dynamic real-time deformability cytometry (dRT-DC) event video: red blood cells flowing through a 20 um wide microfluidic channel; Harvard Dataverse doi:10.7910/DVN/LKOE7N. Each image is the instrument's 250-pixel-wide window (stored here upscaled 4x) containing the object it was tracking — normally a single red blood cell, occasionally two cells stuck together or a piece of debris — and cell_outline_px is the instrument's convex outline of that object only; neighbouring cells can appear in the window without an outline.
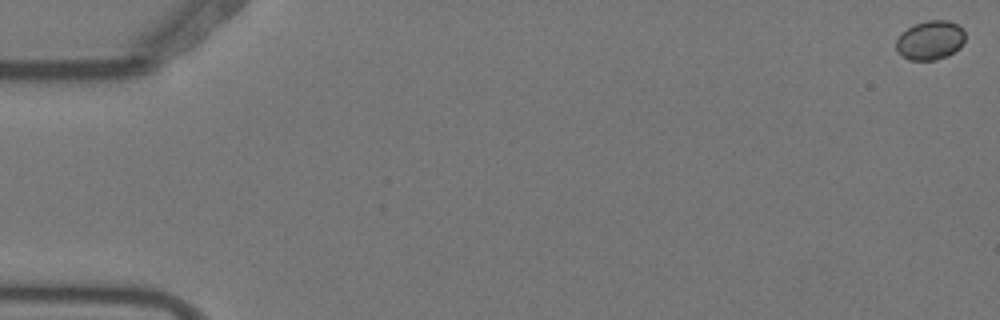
{"species": "Egyptian fruit bat (a non-hibernating species)", "species_latin": "Rousettus aegyptiacus", "temperature_condition": "warm", "stored_images_in_passage": 8, "camera_frame_rate_fps": 3000, "um_per_image_px": 0.085, "animal": {"sex": "female"}, "frame": {"image": 1, "passage_image": 1, "time_ms": 0.0, "image_size_px": [1000, 320], "cell_outline_px": [[964, 40], [960, 48], [948, 56], [936, 60], [908, 60], [896, 52], [896, 40], [908, 28], [916, 24], [928, 20], [948, 20], [960, 24], [964, 28]], "centroid_in_image_um": [79.1, 3.43], "position_along_channel_um": 5.9, "area_um2": 15.9}}
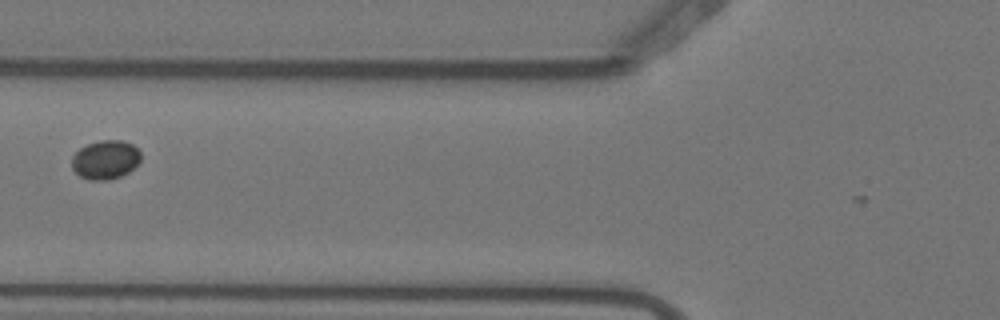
{"frame": {"image": 2, "passage_image": 6, "time_ms": 1.667, "image_size_px": [1000, 320], "cell_outline_px": [[140, 160], [128, 172], [120, 176], [108, 180], [88, 180], [80, 176], [72, 168], [72, 156], [80, 148], [88, 144], [100, 140], [120, 140], [132, 144], [140, 152]], "centroid_in_image_um": [8.94, 13.57], "position_along_channel_um": 116.9, "area_um2": 15.49}}
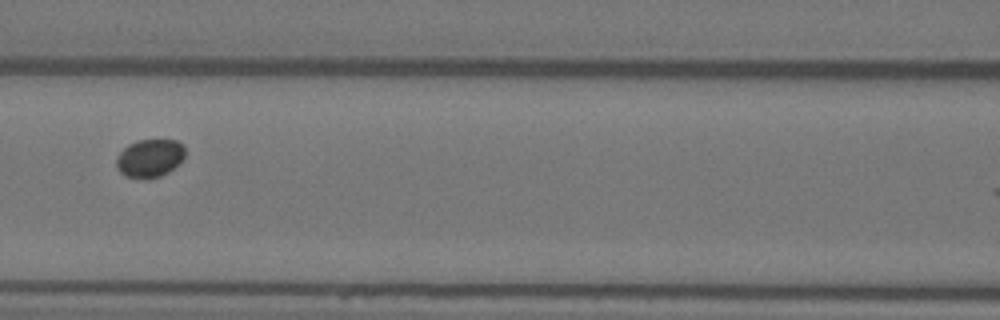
{"frame": {"image": 3, "passage_image": 7, "time_ms": 2.0, "image_size_px": [1000, 320], "cell_outline_px": [[184, 156], [168, 172], [160, 176], [148, 180], [144, 180], [124, 176], [120, 172], [116, 164], [116, 156], [128, 144], [140, 140], [176, 140], [184, 144]], "centroid_in_image_um": [12.69, 13.46], "position_along_channel_um": 153.9, "area_um2": 15.32}}